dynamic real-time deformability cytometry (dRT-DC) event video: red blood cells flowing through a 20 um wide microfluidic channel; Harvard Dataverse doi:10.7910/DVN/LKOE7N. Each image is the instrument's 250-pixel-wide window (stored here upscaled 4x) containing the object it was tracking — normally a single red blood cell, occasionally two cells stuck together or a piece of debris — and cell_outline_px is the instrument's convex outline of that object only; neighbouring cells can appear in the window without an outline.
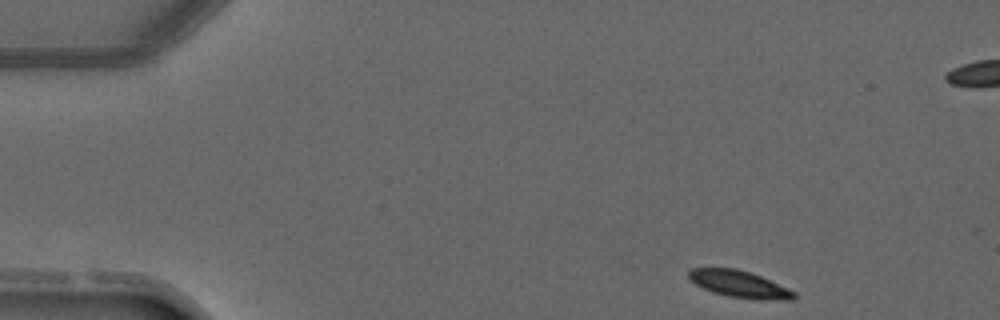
{"species": "common noctule bat (a hibernating species)", "species_latin": "Nyctalus noctula", "temperature_condition": "warm", "stored_images_in_passage": 3, "camera_frame_rate_fps": 3000, "um_per_image_px": 0.085, "animal": {"sex": "male", "forearm_length_mm": 52.5}, "frame": {"image": 1, "passage_image": 1, "time_ms": 0.0, "image_size_px": [1000, 320], "cell_outline_px": [[796, 296], [792, 300], [760, 300], [728, 296], [712, 292], [696, 284], [688, 276], [688, 272], [692, 268], [736, 268], [760, 276], [796, 292]], "centroid_in_image_um": [62.86, 24.16], "position_along_channel_um": 22.1, "area_um2": 16.3}}